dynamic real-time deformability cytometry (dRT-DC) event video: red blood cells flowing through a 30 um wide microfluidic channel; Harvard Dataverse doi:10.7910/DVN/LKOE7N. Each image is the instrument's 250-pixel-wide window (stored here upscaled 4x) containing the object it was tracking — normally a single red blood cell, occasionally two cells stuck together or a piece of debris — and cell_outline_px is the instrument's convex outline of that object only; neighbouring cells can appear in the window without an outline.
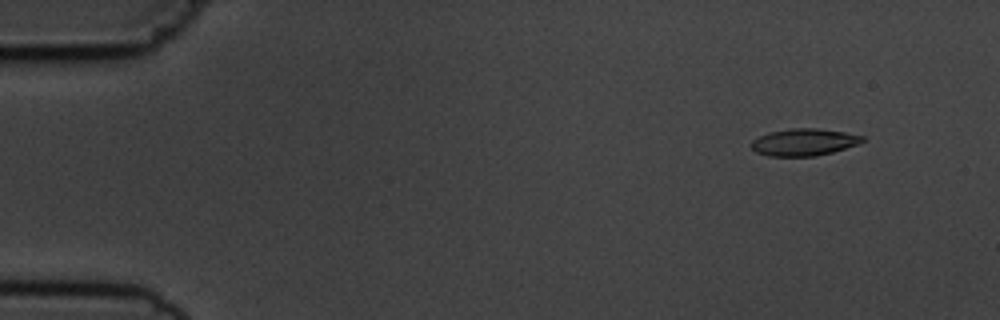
{"species": "common noctule bat (a hibernating species)", "species_latin": "Nyctalus noctula", "temperature_condition": "cold", "stored_images_in_passage": 5, "camera_frame_rate_fps": 3000, "um_per_image_px": 0.085, "animal": {"sex": "male", "body_mass_g": 19.5, "forearm_length_mm": 54.6}, "frame": {"image": 1, "passage_image": 1, "time_ms": 0.0, "image_size_px": [1000, 320], "cell_outline_px": [[864, 140], [860, 144], [832, 152], [816, 156], [768, 156], [756, 152], [748, 144], [752, 140], [760, 136], [772, 132], [788, 128], [816, 128], [844, 132], [864, 136]], "centroid_in_image_um": [68.33, 12.08], "position_along_channel_um": 16.7, "area_um2": 17.57}}
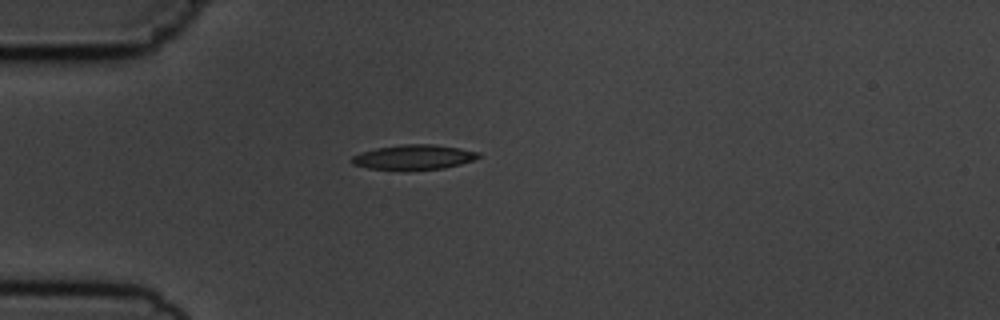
{"frame": {"image": 2, "passage_image": 4, "time_ms": 3.333, "image_size_px": [1000, 320], "cell_outline_px": [[480, 156], [472, 160], [460, 164], [444, 168], [408, 172], [404, 172], [368, 168], [352, 164], [352, 156], [360, 152], [376, 148], [404, 144], [432, 144], [460, 148], [480, 152]], "centroid_in_image_um": [35.14, 13.39], "position_along_channel_um": 49.9, "area_um2": 18.84}}